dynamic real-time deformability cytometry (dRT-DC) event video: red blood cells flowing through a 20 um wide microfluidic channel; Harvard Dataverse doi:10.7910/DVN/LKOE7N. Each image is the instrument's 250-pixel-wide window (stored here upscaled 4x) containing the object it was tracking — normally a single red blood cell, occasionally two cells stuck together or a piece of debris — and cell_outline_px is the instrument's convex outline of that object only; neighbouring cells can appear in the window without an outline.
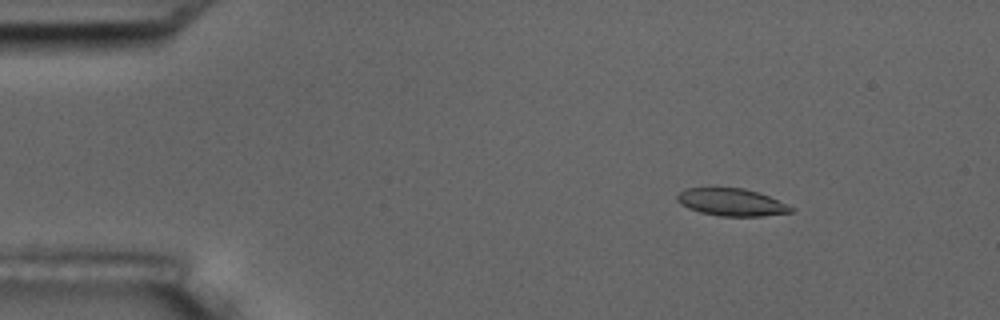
{"species": "common noctule bat (a hibernating species)", "species_latin": "Nyctalus noctula", "temperature_condition": "room temperature", "stored_images_in_passage": 5, "camera_frame_rate_fps": 3000, "um_per_image_px": 0.085, "animal": {"sex": "male", "body_mass_g": 17.5, "forearm_length_mm": 52.3}, "frame": {"image": 1, "passage_image": 2, "time_ms": 1.0, "image_size_px": [1000, 320], "cell_outline_px": [[796, 208], [792, 212], [764, 216], [720, 216], [700, 212], [688, 208], [680, 204], [676, 200], [676, 196], [684, 188], [744, 188], [760, 192]], "centroid_in_image_um": [62.19, 17.19], "position_along_channel_um": 22.8, "area_um2": 18.32}}